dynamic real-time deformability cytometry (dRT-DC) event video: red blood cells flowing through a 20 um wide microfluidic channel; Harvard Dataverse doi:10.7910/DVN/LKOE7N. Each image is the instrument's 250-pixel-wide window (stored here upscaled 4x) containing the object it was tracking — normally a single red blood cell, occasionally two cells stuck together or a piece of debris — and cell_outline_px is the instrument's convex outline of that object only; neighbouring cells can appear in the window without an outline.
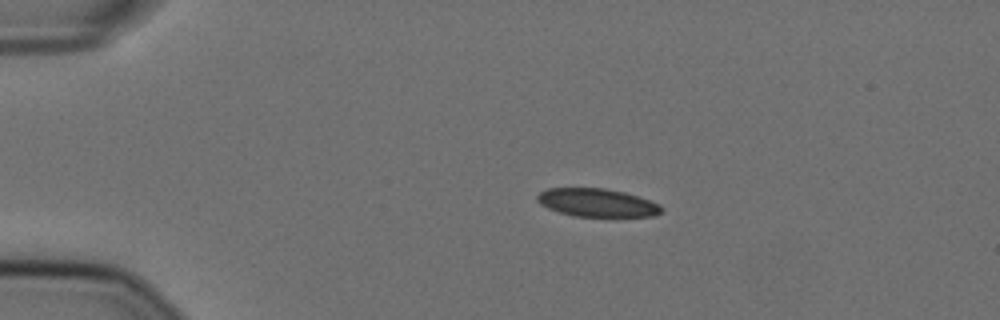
{"species": "Egyptian fruit bat (a non-hibernating species)", "species_latin": "Rousettus aegyptiacus", "temperature_condition": "cold", "stored_images_in_passage": 46, "camera_frame_rate_fps": 3000, "um_per_image_px": 0.085, "animal": {"sex": "female"}, "frame": {"image": 1, "passage_image": 1, "time_ms": 0.0, "image_size_px": [1000, 320], "cell_outline_px": [[664, 208], [656, 216], [576, 216], [560, 212], [548, 208], [540, 204], [536, 200], [536, 196], [540, 192], [548, 188], [604, 188], [624, 192], [660, 204]], "centroid_in_image_um": [50.74, 17.22], "position_along_channel_um": 34.3, "area_um2": 20.23}}
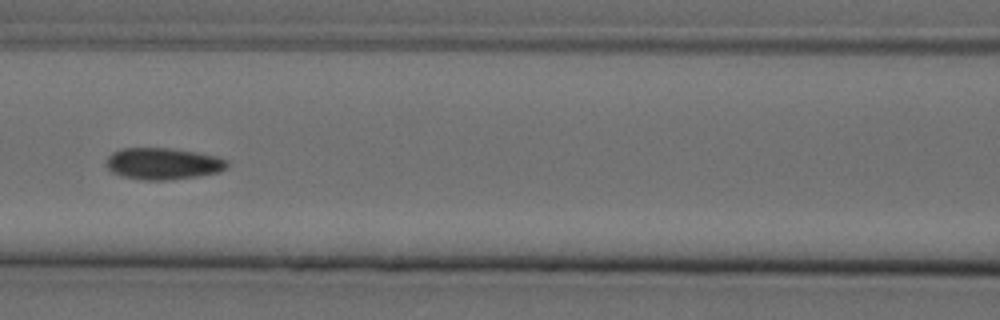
{"frame": {"image": 2, "passage_image": 15, "time_ms": 4.667, "image_size_px": [1000, 320], "cell_outline_px": [[228, 168], [220, 172], [196, 176], [168, 180], [140, 180], [124, 176], [112, 172], [104, 164], [108, 156], [112, 152], [124, 148], [172, 148], [196, 152], [216, 156], [228, 160]], "centroid_in_image_um": [13.86, 13.91], "position_along_channel_um": 152.7, "area_um2": 22.43}}
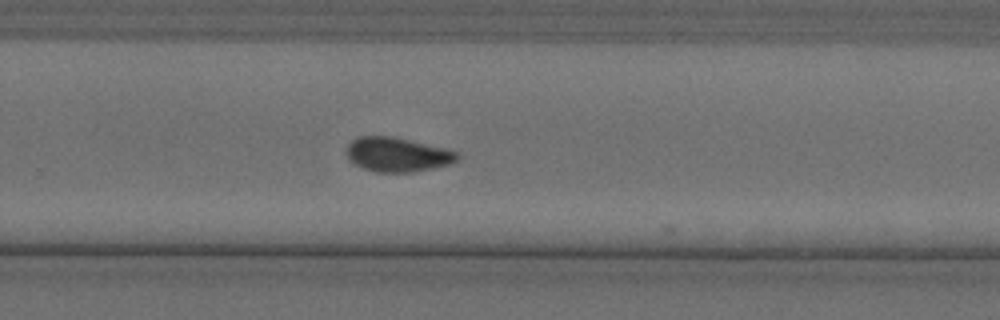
{"frame": {"image": 3, "passage_image": 27, "time_ms": 8.667, "image_size_px": [1000, 320], "cell_outline_px": [[460, 156], [456, 160], [448, 164], [412, 172], [376, 172], [364, 168], [348, 160], [344, 152], [348, 144], [356, 136], [392, 136], [444, 148], [456, 152]], "centroid_in_image_um": [33.69, 13.13], "position_along_channel_um": 296.1, "area_um2": 22.02}, "authors_computed_cell_mechanics": {"area_um2": 21.8484, "velocity_mm_per_s": 3.6011, "shape_relaxation_time_tau1_ms": 9.8736, "shape_relaxation_time_tau2_ms": 2.543, "deformation_change_tau1": 0.1745, "deformation_change_tau2": 0.0623}}